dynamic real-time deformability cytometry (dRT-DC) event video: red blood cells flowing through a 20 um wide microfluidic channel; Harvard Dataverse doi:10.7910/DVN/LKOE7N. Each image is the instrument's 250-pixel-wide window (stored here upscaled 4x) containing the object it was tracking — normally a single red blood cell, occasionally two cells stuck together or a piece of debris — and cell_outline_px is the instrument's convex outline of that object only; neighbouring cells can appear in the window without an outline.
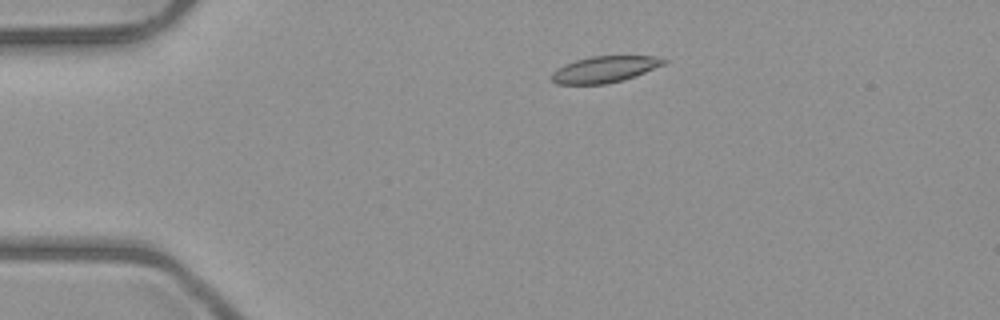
{"species": "common noctule bat (a hibernating species)", "species_latin": "Nyctalus noctula", "temperature_condition": "room temperature", "stored_images_in_passage": 3, "camera_frame_rate_fps": 3000, "um_per_image_px": 0.085, "animal": {"sex": "male", "body_mass_g": 23.1, "forearm_length_mm": 52.7}, "frame": {"image": 1, "passage_image": 1, "time_ms": 0.0, "image_size_px": [1000, 320], "cell_outline_px": [[668, 60], [664, 64], [636, 76], [624, 80], [604, 84], [556, 84], [548, 76], [556, 68], [564, 64], [576, 60], [592, 56], [652, 56]], "centroid_in_image_um": [51.34, 5.9], "position_along_channel_um": 33.7, "area_um2": 17.28}}
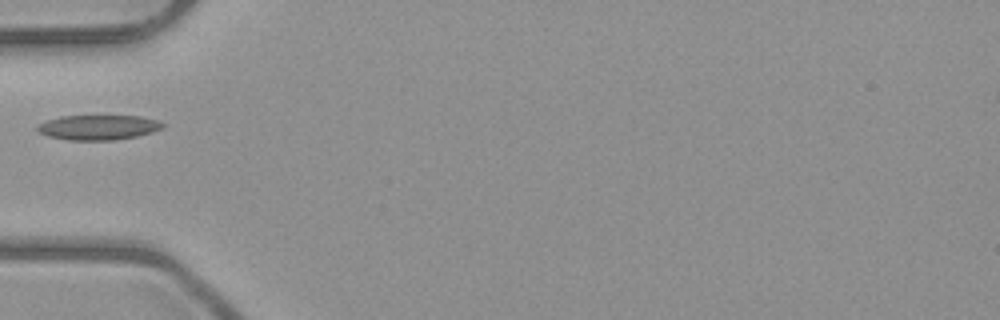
{"frame": {"image": 2, "passage_image": 3, "time_ms": 2.333, "image_size_px": [1000, 320], "cell_outline_px": [[164, 128], [152, 132], [136, 136], [112, 140], [68, 140], [48, 136], [40, 132], [36, 128], [36, 124], [44, 120], [60, 116], [140, 116], [156, 120], [164, 124]], "centroid_in_image_um": [8.31, 10.82], "position_along_channel_um": 76.7, "area_um2": 18.21}}